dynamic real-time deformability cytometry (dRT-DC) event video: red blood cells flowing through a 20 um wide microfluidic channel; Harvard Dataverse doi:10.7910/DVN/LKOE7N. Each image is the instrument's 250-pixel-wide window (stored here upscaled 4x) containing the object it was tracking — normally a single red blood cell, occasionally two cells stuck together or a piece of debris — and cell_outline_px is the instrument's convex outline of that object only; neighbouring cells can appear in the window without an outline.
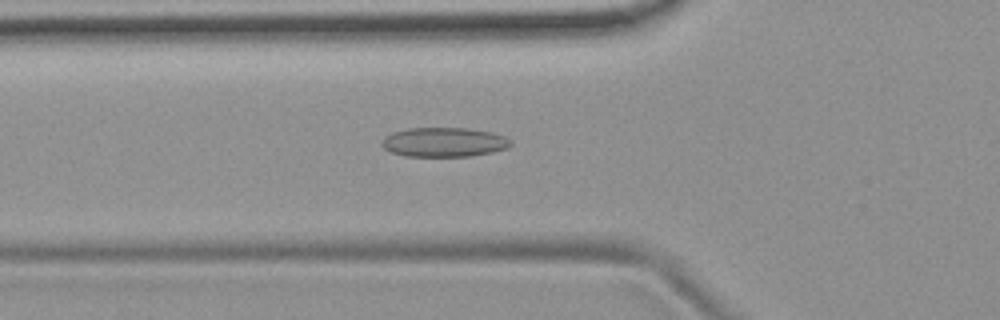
{"species": "common noctule bat (a hibernating species)", "species_latin": "Nyctalus noctula", "temperature_condition": "room temperature", "stored_images_in_passage": 42, "camera_frame_rate_fps": 3000, "um_per_image_px": 0.085, "animal": {"sex": "female", "body_mass_g": 19.9}, "frame": {"image": 1, "passage_image": 8, "time_ms": 2.333, "image_size_px": [1000, 320], "cell_outline_px": [[512, 144], [508, 148], [492, 152], [468, 156], [404, 156], [392, 152], [384, 148], [380, 144], [380, 140], [384, 136], [392, 132], [408, 128], [468, 128], [492, 132], [504, 136], [512, 140]], "centroid_in_image_um": [37.72, 12.08], "position_along_channel_um": 88.1, "area_um2": 22.25}}
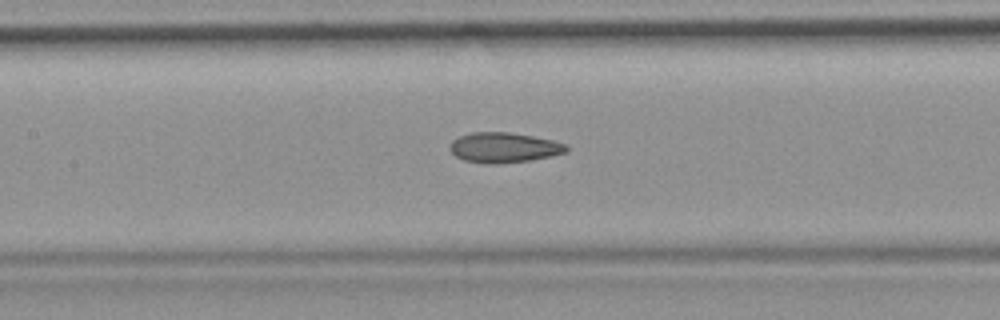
{"frame": {"image": 2, "passage_image": 14, "time_ms": 4.333, "image_size_px": [1000, 320], "cell_outline_px": [[568, 152], [552, 156], [532, 160], [496, 164], [484, 164], [464, 160], [456, 156], [448, 148], [448, 144], [452, 140], [460, 136], [472, 132], [508, 132], [532, 136], [552, 140], [568, 144]], "centroid_in_image_um": [42.83, 12.55], "position_along_channel_um": 164.6, "area_um2": 20.69}}
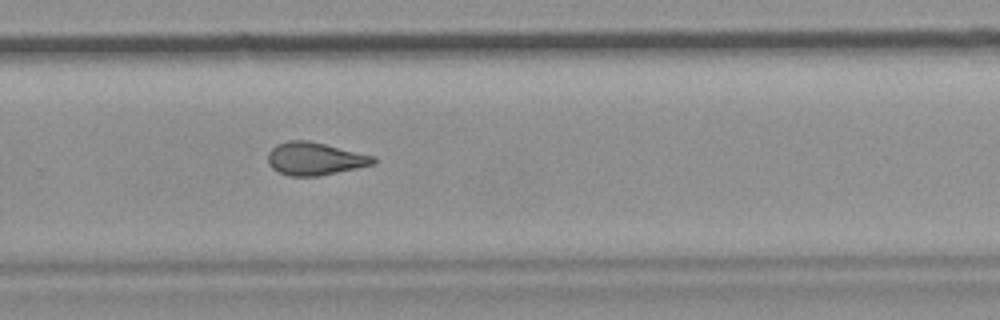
{"frame": {"image": 3, "passage_image": 25, "time_ms": 8.0, "image_size_px": [1000, 320], "cell_outline_px": [[376, 164], [320, 176], [288, 176], [272, 168], [268, 164], [268, 152], [276, 144], [288, 140], [308, 140], [376, 156]], "centroid_in_image_um": [26.77, 13.49], "position_along_channel_um": 303.0, "area_um2": 20.35}, "authors_computed_cell_mechanics": {"area_um2": 20.1722, "velocity_mm_per_s": 3.7994, "shape_relaxation_time_tau1_ms": null, "shape_relaxation_time_tau2_ms": 3.0441, "deformation_change_tau1": null, "deformation_change_tau2": 0.1165}}